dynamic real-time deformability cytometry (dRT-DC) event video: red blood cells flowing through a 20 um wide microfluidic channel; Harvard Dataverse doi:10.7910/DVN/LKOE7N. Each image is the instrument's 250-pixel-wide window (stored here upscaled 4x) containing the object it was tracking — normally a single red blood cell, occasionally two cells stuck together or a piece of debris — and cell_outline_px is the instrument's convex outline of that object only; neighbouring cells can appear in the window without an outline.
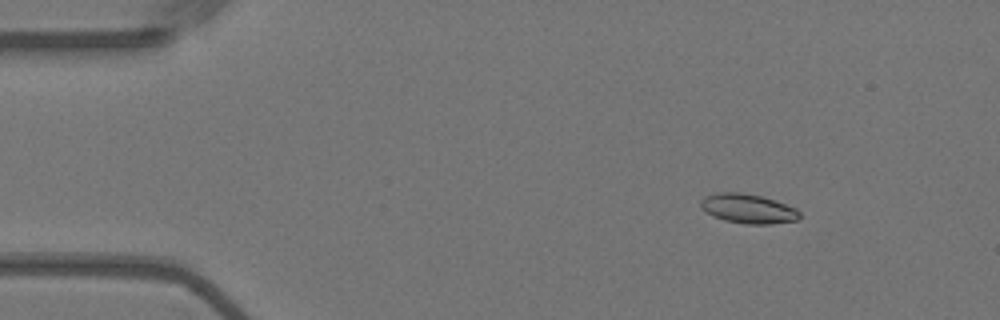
{"species": "Egyptian fruit bat (a non-hibernating species)", "species_latin": "Rousettus aegyptiacus", "temperature_condition": "warm", "stored_images_in_passage": 50, "camera_frame_rate_fps": 3000, "um_per_image_px": 0.085, "animal": {"sex": "female"}, "frame": {"image": 1, "passage_image": 1, "time_ms": 0.0, "image_size_px": [1000, 320], "cell_outline_px": [[800, 220], [768, 224], [744, 224], [724, 220], [712, 216], [704, 212], [700, 208], [700, 200], [704, 196], [716, 192], [740, 192], [760, 196], [796, 208], [800, 212]], "centroid_in_image_um": [63.53, 17.74], "position_along_channel_um": 21.5, "area_um2": 17.11}}
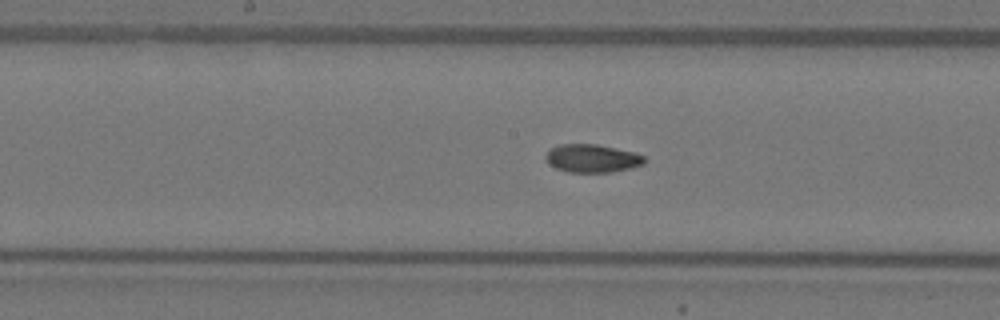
{"frame": {"image": 2, "passage_image": 22, "time_ms": 7.0, "image_size_px": [1000, 320], "cell_outline_px": [[644, 164], [632, 168], [612, 172], [568, 172], [556, 168], [548, 164], [544, 160], [544, 156], [548, 148], [560, 144], [596, 144], [636, 152], [644, 156]], "centroid_in_image_um": [50.29, 13.45], "position_along_channel_um": 197.9, "area_um2": 16.47}}
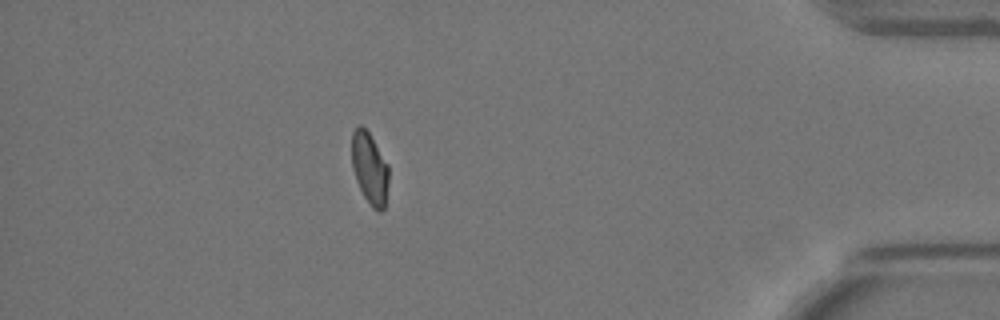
{"frame": {"image": 3, "passage_image": 43, "time_ms": 14.0, "image_size_px": [1000, 320], "cell_outline_px": [[388, 184], [384, 208], [380, 212], [376, 212], [372, 208], [364, 196], [356, 180], [352, 168], [352, 132], [360, 124], [368, 132], [388, 164]], "centroid_in_image_um": [31.42, 14.33], "position_along_channel_um": 403.8, "area_um2": 15.32}, "authors_computed_cell_mechanics": {"area_um2": 16.4152, "velocity_mm_per_s": 3.6228, "shape_relaxation_time_tau1_ms": 10.4536, "shape_relaxation_time_tau2_ms": 1.9298, "deformation_change_tau1": 0.2291, "deformation_change_tau2": 0.0607}}